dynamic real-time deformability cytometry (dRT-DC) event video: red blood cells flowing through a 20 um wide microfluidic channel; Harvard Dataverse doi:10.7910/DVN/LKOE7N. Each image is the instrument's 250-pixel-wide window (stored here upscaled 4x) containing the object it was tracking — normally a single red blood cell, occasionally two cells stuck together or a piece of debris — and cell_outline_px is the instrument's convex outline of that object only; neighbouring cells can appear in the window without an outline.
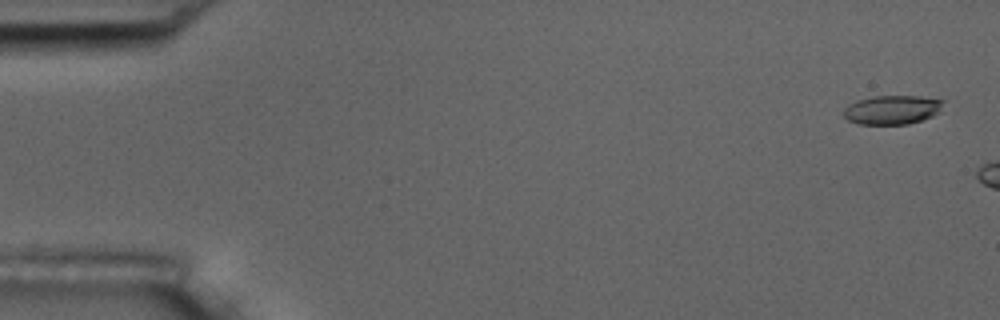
{"species": "common noctule bat (a hibernating species)", "species_latin": "Nyctalus noctula", "temperature_condition": "room temperature", "stored_images_in_passage": 3, "camera_frame_rate_fps": 3000, "um_per_image_px": 0.085, "animal": {"sex": "male", "body_mass_g": 17.5, "forearm_length_mm": 52.3}, "frame": {"image": 1, "passage_image": 1, "time_ms": 0.0, "image_size_px": [1000, 320], "cell_outline_px": [[944, 100], [940, 112], [932, 116], [908, 124], [856, 124], [848, 120], [844, 116], [844, 108], [848, 104], [856, 100], [876, 96], [920, 96]], "centroid_in_image_um": [75.82, 9.33], "position_along_channel_um": 9.2, "area_um2": 16.88}}